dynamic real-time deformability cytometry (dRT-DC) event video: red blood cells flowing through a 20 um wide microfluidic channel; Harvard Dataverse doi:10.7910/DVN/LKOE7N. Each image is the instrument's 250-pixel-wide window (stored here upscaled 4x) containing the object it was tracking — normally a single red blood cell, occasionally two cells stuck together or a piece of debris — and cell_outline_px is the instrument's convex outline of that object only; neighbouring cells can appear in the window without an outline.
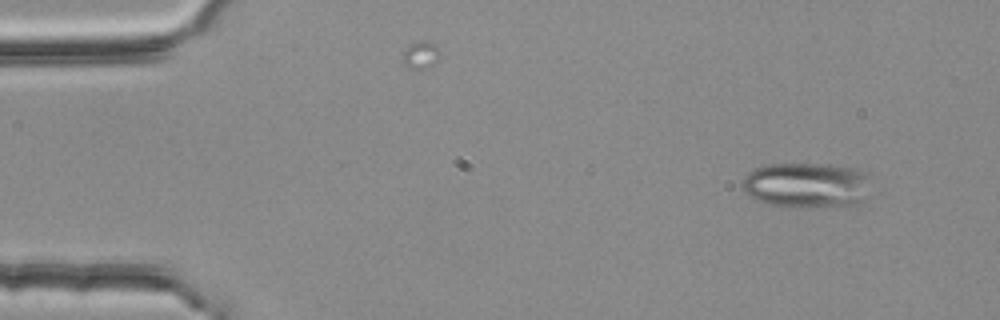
{"species": "common noctule bat (a hibernating species)", "species_latin": "Nyctalus noctula", "temperature_condition": "room temperature", "stored_images_in_passage": 3, "camera_frame_rate_fps": 3000, "um_per_image_px": 0.085, "animal": {"sex": "female", "body_mass_g": 25.1}, "frame": {"image": 1, "passage_image": 1, "time_ms": 0.0, "image_size_px": [1000, 320], "cell_outline_px": [[872, 176], [860, 200], [848, 208], [792, 208], [768, 204], [756, 200], [744, 192], [740, 188], [740, 184], [744, 176], [748, 172], [756, 168], [772, 164], [828, 164], [856, 168]], "centroid_in_image_um": [68.53, 15.77], "position_along_channel_um": 16.5, "area_um2": 34.8}}